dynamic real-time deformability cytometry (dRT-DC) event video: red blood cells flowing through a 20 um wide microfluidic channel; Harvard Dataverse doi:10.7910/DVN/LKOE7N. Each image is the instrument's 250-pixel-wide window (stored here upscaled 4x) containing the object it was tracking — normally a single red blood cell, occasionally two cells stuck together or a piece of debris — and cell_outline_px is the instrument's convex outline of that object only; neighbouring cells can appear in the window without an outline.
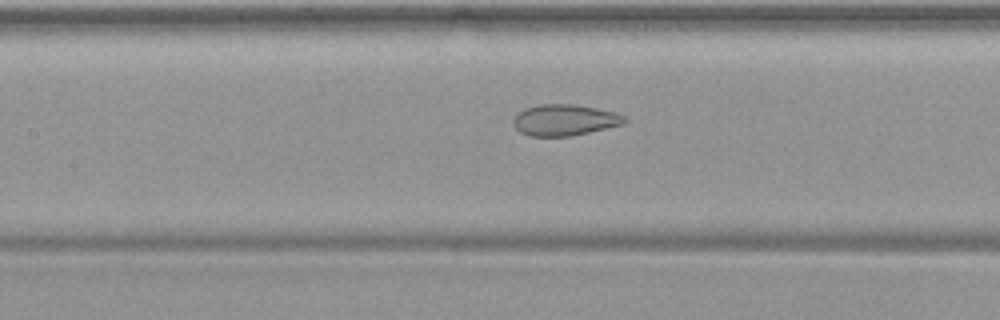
{"species": "common noctule bat (a hibernating species)", "species_latin": "Nyctalus noctula", "temperature_condition": "warm", "stored_images_in_passage": 50, "camera_frame_rate_fps": 3000, "um_per_image_px": 0.085, "animal": {"sex": "female", "body_mass_g": 19.9}, "frame": {"image": 1, "passage_image": 23, "time_ms": 7.333, "image_size_px": [1000, 320], "cell_outline_px": [[628, 120], [624, 124], [572, 136], [528, 136], [520, 132], [512, 124], [512, 120], [516, 112], [524, 108], [540, 104], [576, 104], [616, 112], [624, 116]], "centroid_in_image_um": [47.96, 10.2], "position_along_channel_um": 159.4, "area_um2": 20.52}}
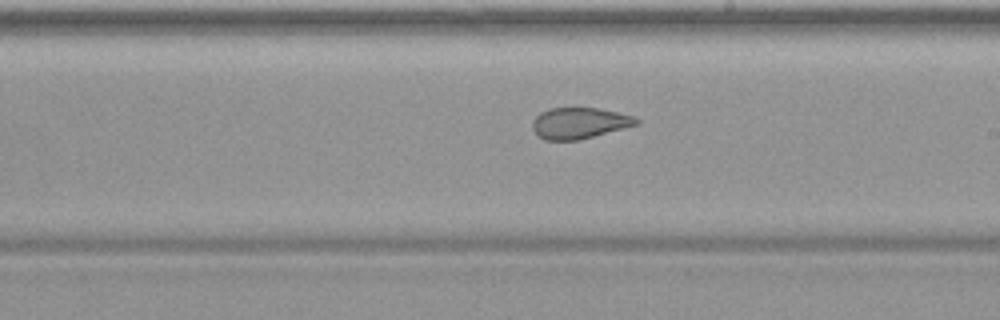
{"frame": {"image": 2, "passage_image": 29, "time_ms": 9.333, "image_size_px": [1000, 320], "cell_outline_px": [[640, 124], [580, 140], [544, 140], [536, 136], [532, 128], [532, 120], [540, 112], [548, 108], [596, 108], [616, 112], [632, 116], [640, 120]], "centroid_in_image_um": [49.21, 10.47], "position_along_channel_um": 239.8, "area_um2": 19.02}}
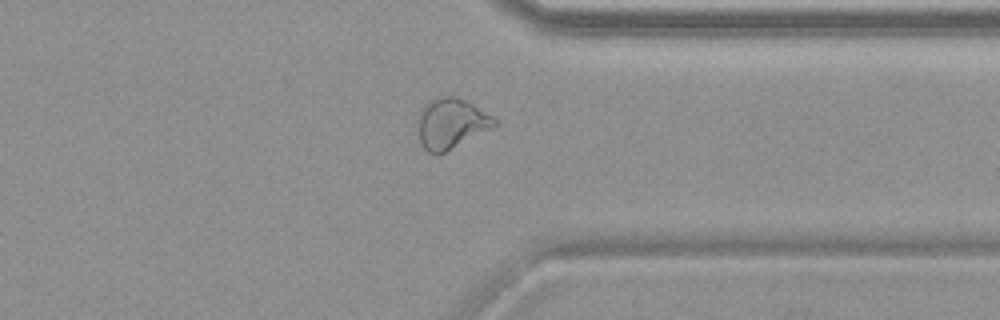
{"frame": {"image": 3, "passage_image": 39, "time_ms": 12.667, "image_size_px": [1000, 320], "cell_outline_px": [[496, 124], [492, 128], [436, 156], [428, 152], [424, 148], [420, 140], [420, 108], [428, 100], [440, 96], [456, 96], [472, 104], [492, 116], [496, 120]], "centroid_in_image_um": [38.33, 10.48], "position_along_channel_um": 373.1, "area_um2": 22.02}}